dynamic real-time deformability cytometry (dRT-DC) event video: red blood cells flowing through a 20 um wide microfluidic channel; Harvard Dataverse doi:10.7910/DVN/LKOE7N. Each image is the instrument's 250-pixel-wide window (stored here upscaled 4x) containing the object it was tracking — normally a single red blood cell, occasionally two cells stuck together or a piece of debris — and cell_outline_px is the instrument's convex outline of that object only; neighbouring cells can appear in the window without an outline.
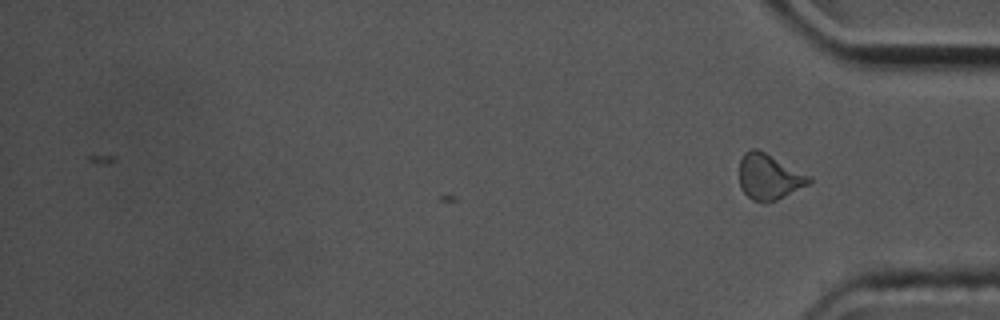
{"species": "common noctule bat (a hibernating species)", "species_latin": "Nyctalus noctula", "temperature_condition": "cold", "stored_images_in_passage": 33, "camera_frame_rate_fps": 3000, "um_per_image_px": 0.085, "animal": {"sex": "male", "body_mass_g": 17.5, "forearm_length_mm": 52.3}, "frame": {"image": 1, "passage_image": 33, "time_ms": 10.667, "image_size_px": [1000, 320], "cell_outline_px": [[812, 180], [808, 184], [776, 200], [752, 200], [740, 188], [740, 160], [744, 152], [752, 148], [756, 148], [812, 176]], "centroid_in_image_um": [65.36, 15.0], "position_along_channel_um": 369.8, "area_um2": 18.15}, "authors_computed_cell_mechanics": {"area_um2": 18.2648, "velocity_mm_per_s": 3.5737, "shape_relaxation_time_tau1_ms": 2.474, "shape_relaxation_time_tau2_ms": 1.6326, "deformation_change_tau1": 0.0939, "deformation_change_tau2": 0.0814}}